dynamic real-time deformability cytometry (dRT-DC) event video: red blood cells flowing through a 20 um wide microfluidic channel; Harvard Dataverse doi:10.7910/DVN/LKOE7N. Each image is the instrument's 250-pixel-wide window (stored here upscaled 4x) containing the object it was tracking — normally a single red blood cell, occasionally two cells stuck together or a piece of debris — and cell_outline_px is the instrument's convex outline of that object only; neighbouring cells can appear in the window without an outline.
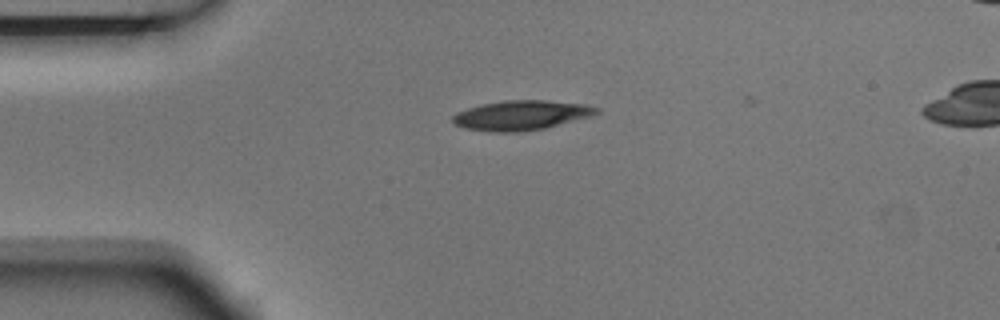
{"species": "Egyptian fruit bat (a non-hibernating species)", "species_latin": "Rousettus aegyptiacus", "temperature_condition": "room temperature", "stored_images_in_passage": 3, "camera_frame_rate_fps": 3000, "um_per_image_px": 0.085, "animal": {"sex": "male"}, "frame": {"image": 1, "passage_image": 1, "time_ms": 0.0, "image_size_px": [1000, 320], "cell_outline_px": [[600, 112], [592, 116], [544, 128], [520, 132], [488, 132], [464, 128], [452, 124], [452, 116], [456, 112], [480, 104], [504, 100], [544, 100], [588, 104], [600, 108]], "centroid_in_image_um": [44.29, 9.8], "position_along_channel_um": 40.7, "area_um2": 25.2}}